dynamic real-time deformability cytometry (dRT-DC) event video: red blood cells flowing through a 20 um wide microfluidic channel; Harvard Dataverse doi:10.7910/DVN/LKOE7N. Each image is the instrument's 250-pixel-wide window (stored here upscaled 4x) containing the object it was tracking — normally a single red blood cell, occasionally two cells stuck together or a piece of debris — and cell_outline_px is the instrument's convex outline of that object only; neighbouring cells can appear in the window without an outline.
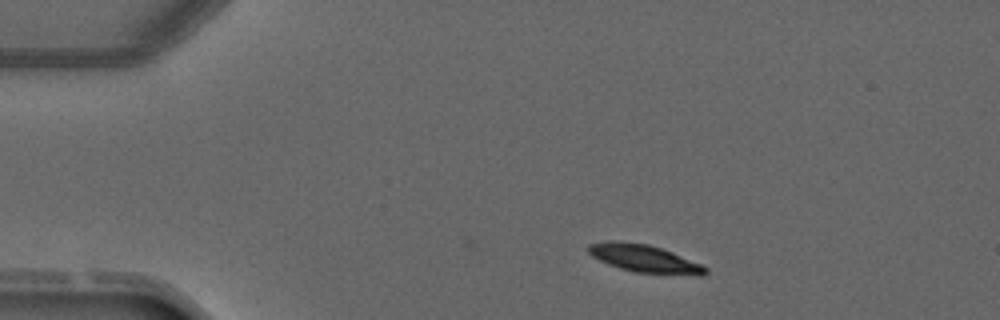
{"species": "common noctule bat (a hibernating species)", "species_latin": "Nyctalus noctula", "temperature_condition": "warm", "stored_images_in_passage": 2, "camera_frame_rate_fps": 3000, "um_per_image_px": 0.085, "animal": {"sex": "male", "forearm_length_mm": 52.5}, "frame": {"image": 1, "passage_image": 1, "time_ms": 0.0, "image_size_px": [1000, 320], "cell_outline_px": [[708, 272], [704, 276], [696, 276], [636, 272], [620, 268], [608, 264], [592, 256], [588, 252], [588, 244], [608, 240], [616, 240], [648, 244], [660, 248], [700, 264], [708, 268]], "centroid_in_image_um": [54.76, 21.98], "position_along_channel_um": 30.2, "area_um2": 18.84}}